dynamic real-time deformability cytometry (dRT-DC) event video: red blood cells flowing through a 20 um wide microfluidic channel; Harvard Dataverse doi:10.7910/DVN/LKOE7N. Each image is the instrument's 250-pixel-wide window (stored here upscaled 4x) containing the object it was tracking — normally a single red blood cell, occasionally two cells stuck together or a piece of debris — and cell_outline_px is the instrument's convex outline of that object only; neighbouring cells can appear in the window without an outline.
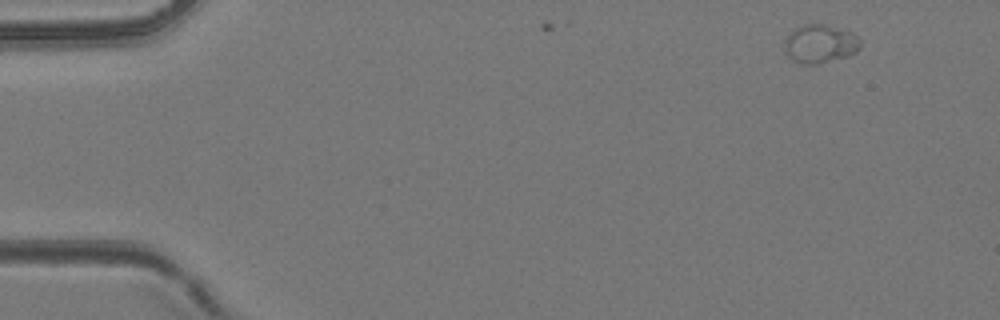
{"species": "common noctule bat (a hibernating species)", "species_latin": "Nyctalus noctula", "temperature_condition": "room temperature", "stored_images_in_passage": 3, "camera_frame_rate_fps": 3000, "um_per_image_px": 0.085, "animal": {"sex": "female", "body_mass_g": 24.6, "forearm_length_mm": 56.2}, "frame": {"image": 1, "passage_image": 1, "time_ms": 0.0, "image_size_px": [1000, 320], "cell_outline_px": [[860, 48], [856, 52], [848, 56], [816, 64], [800, 64], [792, 60], [788, 56], [784, 48], [784, 40], [796, 28], [804, 24], [824, 24], [852, 32], [860, 40]], "centroid_in_image_um": [69.7, 3.73], "position_along_channel_um": 15.3, "area_um2": 16.94}}